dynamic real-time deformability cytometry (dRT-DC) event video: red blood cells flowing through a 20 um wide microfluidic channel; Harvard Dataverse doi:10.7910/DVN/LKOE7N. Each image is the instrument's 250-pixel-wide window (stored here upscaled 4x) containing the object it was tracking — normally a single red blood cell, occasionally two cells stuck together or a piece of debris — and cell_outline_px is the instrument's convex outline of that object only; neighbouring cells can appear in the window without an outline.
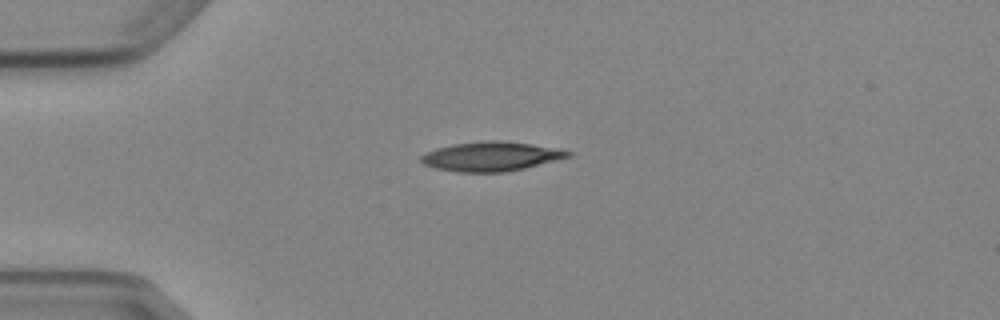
{"species": "Egyptian fruit bat (a non-hibernating species)", "species_latin": "Rousettus aegyptiacus", "temperature_condition": "cold", "stored_images_in_passage": 4, "camera_frame_rate_fps": 3000, "um_per_image_px": 0.085, "animal": {"sex": "female"}, "frame": {"image": 1, "passage_image": 4, "time_ms": 4.333, "image_size_px": [1000, 320], "cell_outline_px": [[572, 156], [524, 168], [504, 172], [456, 172], [436, 168], [424, 164], [420, 160], [420, 156], [436, 148], [452, 144], [484, 140], [504, 140], [560, 148], [572, 152]], "centroid_in_image_um": [41.76, 13.28], "position_along_channel_um": 43.2, "area_um2": 25.26}}